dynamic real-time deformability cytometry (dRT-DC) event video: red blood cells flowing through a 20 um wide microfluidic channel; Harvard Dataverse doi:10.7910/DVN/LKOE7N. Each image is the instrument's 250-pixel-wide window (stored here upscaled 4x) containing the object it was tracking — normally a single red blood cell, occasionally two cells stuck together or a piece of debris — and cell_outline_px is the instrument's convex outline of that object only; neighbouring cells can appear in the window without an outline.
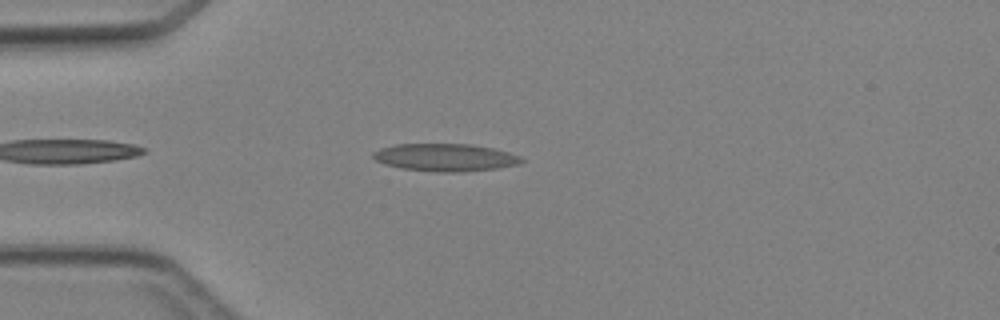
{"species": "Egyptian fruit bat (a non-hibernating species)", "species_latin": "Rousettus aegyptiacus", "temperature_condition": "cold", "stored_images_in_passage": 4, "camera_frame_rate_fps": 3000, "um_per_image_px": 0.085, "animal": {"sex": "female"}, "frame": {"image": 1, "passage_image": 4, "time_ms": 3.333, "image_size_px": [1000, 320], "cell_outline_px": [[524, 160], [520, 164], [500, 168], [464, 172], [436, 172], [400, 168], [384, 164], [376, 160], [372, 156], [372, 152], [380, 148], [396, 144], [472, 144], [492, 148], [508, 152], [520, 156]], "centroid_in_image_um": [37.85, 13.39], "position_along_channel_um": 47.1, "area_um2": 24.04}}